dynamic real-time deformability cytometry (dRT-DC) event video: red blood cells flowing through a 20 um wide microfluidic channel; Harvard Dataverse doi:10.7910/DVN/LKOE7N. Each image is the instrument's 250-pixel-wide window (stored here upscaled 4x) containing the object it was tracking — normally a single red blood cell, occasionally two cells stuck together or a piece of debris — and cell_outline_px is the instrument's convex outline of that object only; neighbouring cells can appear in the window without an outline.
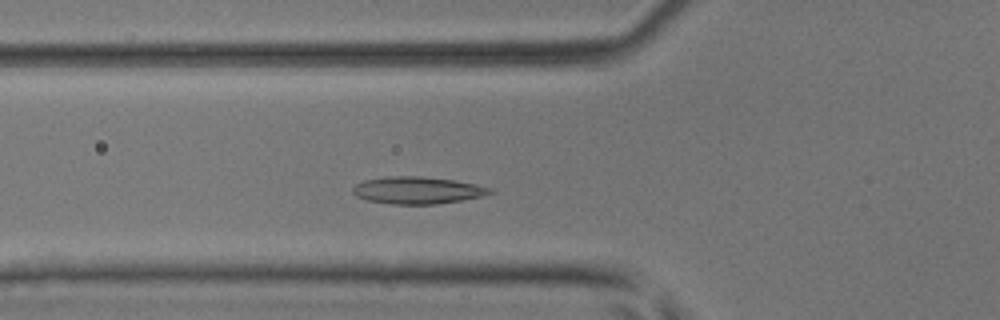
{"species": "common noctule bat (a hibernating species)", "species_latin": "Nyctalus noctula", "temperature_condition": "room temperature", "stored_images_in_passage": 43, "camera_frame_rate_fps": 3000, "um_per_image_px": 0.085, "animal": {"sex": "male", "body_mass_g": 17.9, "forearm_length_mm": 54.2}, "frame": {"image": 1, "passage_image": 11, "time_ms": 3.333, "image_size_px": [1000, 320], "cell_outline_px": [[496, 192], [480, 196], [460, 200], [436, 204], [392, 204], [364, 200], [356, 196], [352, 192], [352, 188], [356, 184], [364, 180], [384, 176], [420, 176], [456, 180], [476, 184], [492, 188]], "centroid_in_image_um": [35.46, 16.16], "position_along_channel_um": 90.3, "area_um2": 21.85}}
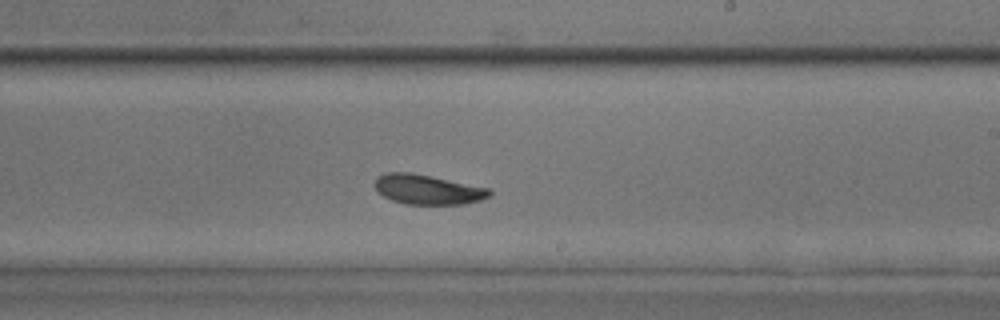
{"frame": {"image": 2, "passage_image": 23, "time_ms": 7.333, "image_size_px": [1000, 320], "cell_outline_px": [[492, 192], [488, 196], [480, 200], [464, 204], [404, 204], [392, 200], [376, 192], [372, 184], [376, 176], [388, 172], [408, 172], [492, 188]], "centroid_in_image_um": [36.3, 16.1], "position_along_channel_um": 252.7, "area_um2": 20.06}}
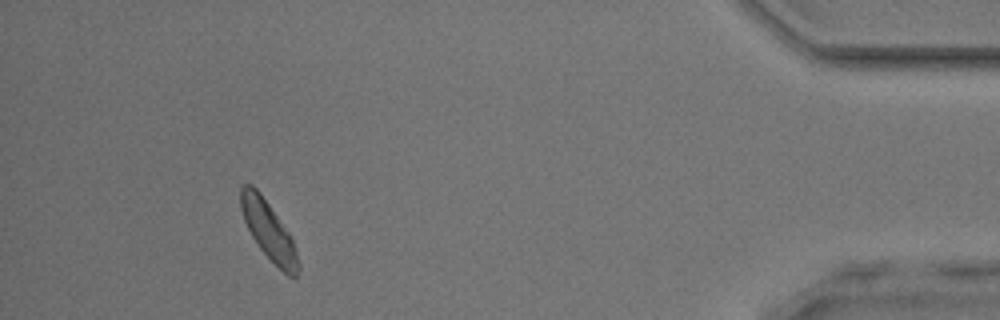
{"frame": {"image": 3, "passage_image": 39, "time_ms": 12.667, "image_size_px": [1000, 320], "cell_outline_px": [[300, 268], [296, 276], [288, 276], [260, 248], [252, 236], [244, 220], [240, 208], [240, 184], [252, 184], [260, 192], [292, 236], [300, 264]], "centroid_in_image_um": [22.83, 19.56], "position_along_channel_um": 412.4, "area_um2": 19.42}, "authors_computed_cell_mechanics": {"area_um2": 20.0566, "velocity_mm_per_s": 4.0718, "shape_relaxation_time_tau1_ms": 4.3384, "shape_relaxation_time_tau2_ms": 3.2654, "deformation_change_tau1": 0.0953, "deformation_change_tau2": 0.0765}}